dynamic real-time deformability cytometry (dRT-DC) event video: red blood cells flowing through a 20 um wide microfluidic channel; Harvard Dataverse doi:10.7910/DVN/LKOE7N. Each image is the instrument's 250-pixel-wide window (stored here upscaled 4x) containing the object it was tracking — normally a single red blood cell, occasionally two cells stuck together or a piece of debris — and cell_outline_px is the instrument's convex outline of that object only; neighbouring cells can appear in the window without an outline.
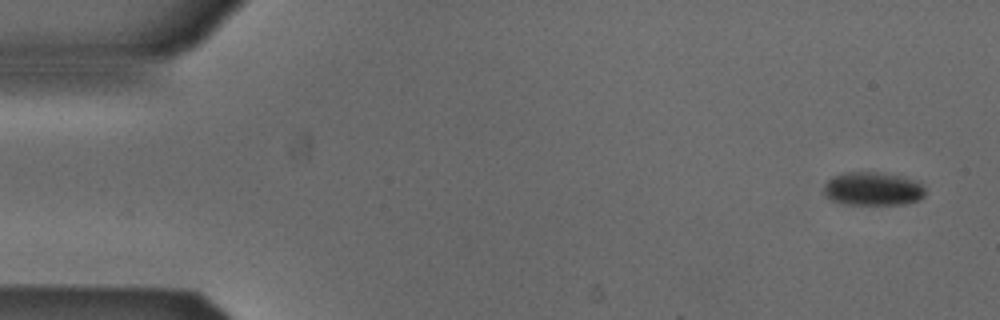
{"species": "Egyptian fruit bat (a non-hibernating species)", "species_latin": "Rousettus aegyptiacus", "temperature_condition": "cold", "stored_images_in_passage": 5, "camera_frame_rate_fps": 3000, "um_per_image_px": 0.085, "animal": {"sex": "male"}, "frame": {"image": 1, "passage_image": 1, "time_ms": 0.0, "image_size_px": [1000, 320], "cell_outline_px": [[924, 196], [920, 200], [904, 204], [848, 204], [832, 200], [824, 192], [824, 184], [832, 176], [840, 172], [876, 172], [900, 176], [912, 180], [920, 184], [924, 188]], "centroid_in_image_um": [74.17, 16.04], "position_along_channel_um": 10.8, "area_um2": 19.59}}